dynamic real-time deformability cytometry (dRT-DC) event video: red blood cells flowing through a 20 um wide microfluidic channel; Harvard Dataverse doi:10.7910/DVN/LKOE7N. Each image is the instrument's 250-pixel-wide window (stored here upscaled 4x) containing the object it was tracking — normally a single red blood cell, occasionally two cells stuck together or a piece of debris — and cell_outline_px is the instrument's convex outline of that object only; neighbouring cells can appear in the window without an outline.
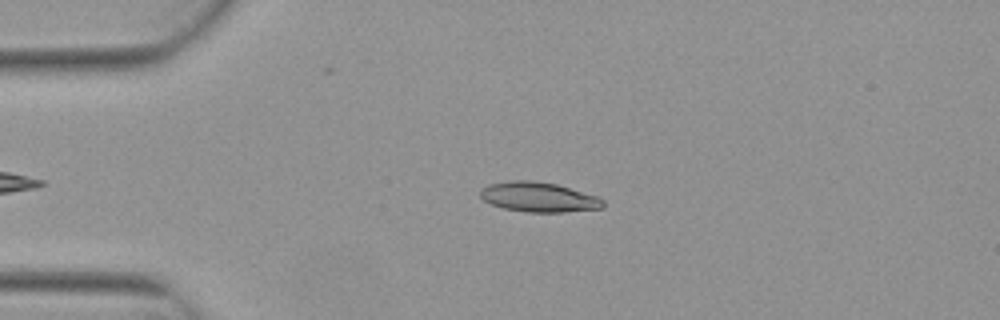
{"species": "Egyptian fruit bat (a non-hibernating species)", "species_latin": "Rousettus aegyptiacus", "temperature_condition": "warm", "stored_images_in_passage": 7, "camera_frame_rate_fps": 3000, "um_per_image_px": 0.085, "animal": {"sex": "female"}, "frame": {"image": 1, "passage_image": 5, "time_ms": 1.333, "image_size_px": [1000, 320], "cell_outline_px": [[604, 208], [564, 212], [528, 212], [504, 208], [492, 204], [484, 200], [480, 196], [480, 188], [488, 184], [512, 180], [532, 180], [556, 184], [596, 196], [604, 200]], "centroid_in_image_um": [45.77, 16.75], "position_along_channel_um": 39.2, "area_um2": 21.27}}
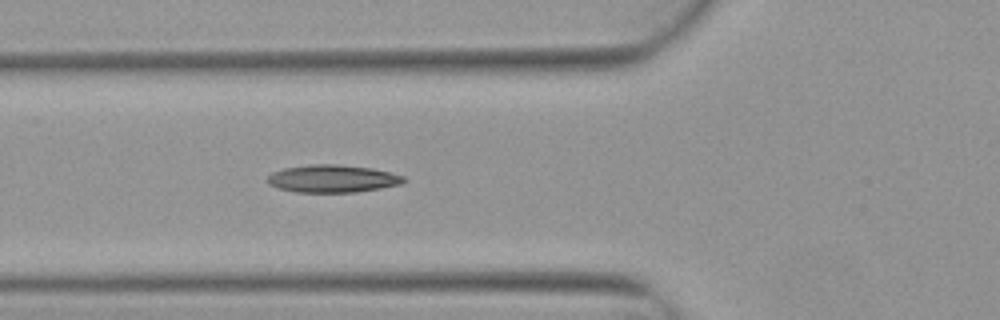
{"frame": {"image": 2, "passage_image": 7, "time_ms": 2.0, "image_size_px": [1000, 320], "cell_outline_px": [[408, 180], [404, 184], [356, 192], [296, 192], [276, 188], [268, 184], [268, 176], [272, 172], [284, 168], [312, 164], [336, 164], [372, 168], [404, 176]], "centroid_in_image_um": [28.28, 15.19], "position_along_channel_um": 97.5, "area_um2": 22.02}}